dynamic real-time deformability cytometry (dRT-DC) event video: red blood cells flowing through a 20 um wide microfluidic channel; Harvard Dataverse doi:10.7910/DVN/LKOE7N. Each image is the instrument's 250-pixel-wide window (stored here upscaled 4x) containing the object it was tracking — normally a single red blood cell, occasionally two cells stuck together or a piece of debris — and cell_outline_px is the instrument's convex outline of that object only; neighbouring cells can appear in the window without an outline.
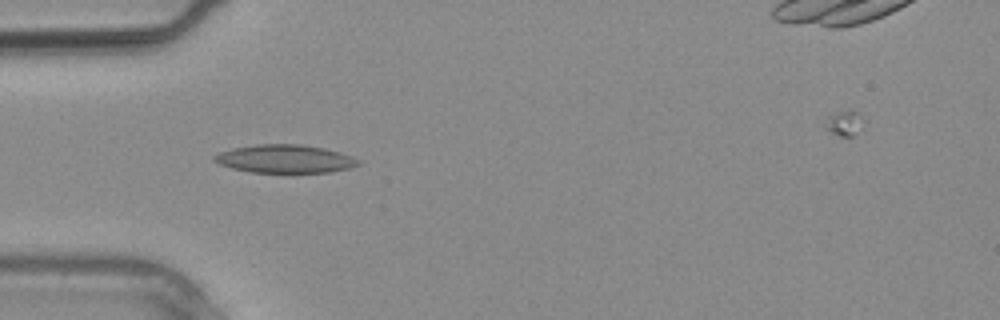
{"species": "common noctule bat (a hibernating species)", "species_latin": "Nyctalus noctula", "temperature_condition": "warm", "stored_images_in_passage": 11, "camera_frame_rate_fps": 3000, "um_per_image_px": 0.085, "animal": {"sex": "male", "body_mass_g": 20.4}, "frame": {"image": 1, "passage_image": 4, "time_ms": 1.0, "image_size_px": [1000, 320], "cell_outline_px": [[360, 164], [348, 168], [328, 172], [292, 176], [252, 172], [232, 168], [220, 164], [212, 160], [212, 156], [220, 152], [236, 148], [256, 144], [300, 144], [324, 148], [340, 152], [352, 156], [360, 160]], "centroid_in_image_um": [24.24, 13.55], "position_along_channel_um": 60.8, "area_um2": 24.57}}